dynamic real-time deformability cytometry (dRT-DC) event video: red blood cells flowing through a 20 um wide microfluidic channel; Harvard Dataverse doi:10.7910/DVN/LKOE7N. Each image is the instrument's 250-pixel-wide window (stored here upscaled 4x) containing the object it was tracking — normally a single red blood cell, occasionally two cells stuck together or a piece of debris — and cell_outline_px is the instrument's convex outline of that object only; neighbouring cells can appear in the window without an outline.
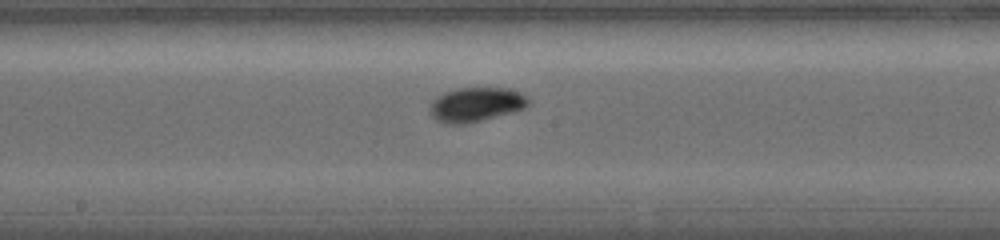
{"species": "common noctule bat (a hibernating species)", "species_latin": "Nyctalus noctula", "temperature_condition": "warm", "stored_images_in_passage": 26, "camera_frame_rate_fps": 5000, "um_per_image_px": 0.085, "animal": {"sex": "female", "body_mass_g": 19.0, "forearm_length_mm": 56.7}, "frame": {"image": 1, "passage_image": 15, "time_ms": 7.0, "image_size_px": [1000, 240], "cell_outline_px": [[528, 104], [524, 108], [480, 120], [464, 124], [456, 124], [436, 120], [432, 116], [432, 100], [436, 96], [444, 92], [456, 88], [508, 88], [520, 92], [528, 96]], "centroid_in_image_um": [40.46, 8.85], "position_along_channel_um": 207.7, "area_um2": 19.25}}
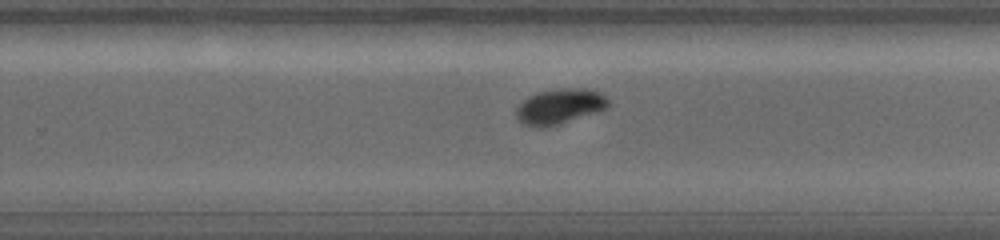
{"frame": {"image": 2, "passage_image": 19, "time_ms": 9.0, "image_size_px": [1000, 240], "cell_outline_px": [[608, 104], [604, 108], [552, 124], [528, 124], [520, 120], [520, 104], [528, 96], [536, 92], [556, 88], [592, 88], [600, 92], [608, 100]], "centroid_in_image_um": [47.63, 8.92], "position_along_channel_um": 282.2, "area_um2": 17.34}}